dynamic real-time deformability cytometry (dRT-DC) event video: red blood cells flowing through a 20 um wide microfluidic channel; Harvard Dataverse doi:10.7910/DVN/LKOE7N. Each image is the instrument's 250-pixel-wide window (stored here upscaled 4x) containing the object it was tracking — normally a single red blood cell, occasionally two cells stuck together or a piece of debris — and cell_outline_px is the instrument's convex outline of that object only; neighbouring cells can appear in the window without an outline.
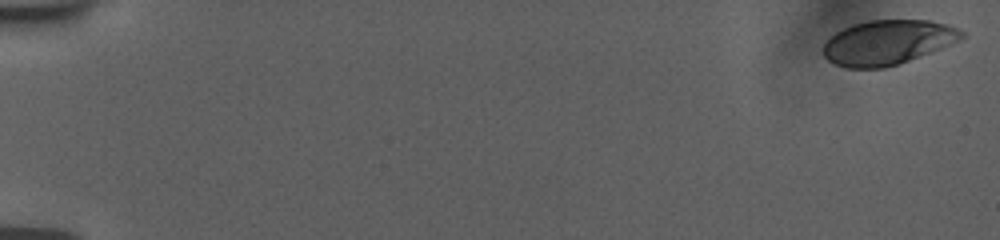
{"species": "human", "species_latin": "Homo sapiens", "temperature_condition": "room temperature", "stored_images_in_passage": 56, "camera_frame_rate_fps": 3000, "um_per_image_px": 0.085, "donor": {"sex": "female"}, "frame": {"image": 1, "passage_image": 1, "time_ms": 0.0, "image_size_px": [1000, 240], "cell_outline_px": [[964, 36], [960, 40], [940, 48], [908, 60], [884, 68], [844, 68], [828, 60], [824, 56], [824, 44], [836, 32], [852, 24], [868, 20], [928, 20], [944, 24], [956, 28], [964, 32]], "centroid_in_image_um": [75.42, 3.6], "position_along_channel_um": 9.6, "area_um2": 35.49}}
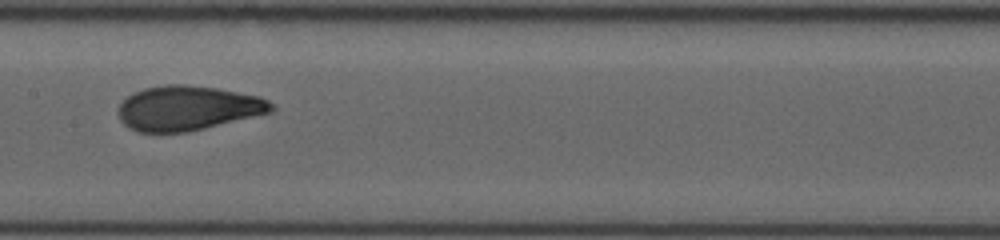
{"frame": {"image": 2, "passage_image": 30, "time_ms": 9.667, "image_size_px": [1000, 240], "cell_outline_px": [[276, 108], [272, 112], [188, 132], [136, 132], [128, 128], [120, 120], [116, 112], [120, 104], [128, 96], [144, 88], [164, 84], [184, 84], [216, 88], [260, 96], [268, 100]], "centroid_in_image_um": [15.94, 9.19], "position_along_channel_um": 191.5, "area_um2": 39.94}}
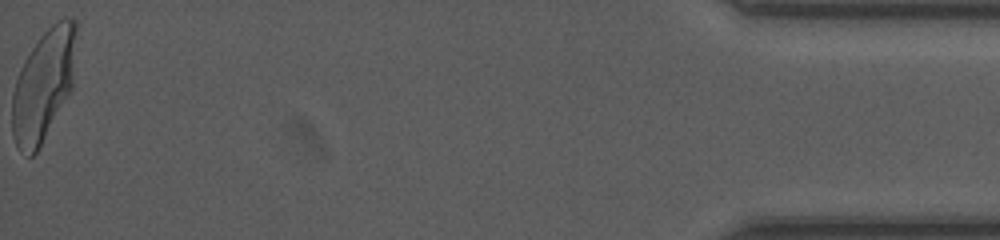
{"frame": {"image": 3, "passage_image": 56, "time_ms": 18.333, "image_size_px": [1000, 240], "cell_outline_px": [[76, 28], [72, 88], [36, 152], [32, 156], [28, 156], [16, 144], [12, 136], [12, 92], [20, 68], [24, 60], [40, 36], [52, 24], [64, 16], [76, 20]], "centroid_in_image_um": [3.68, 7.2], "position_along_channel_um": 431.5, "area_um2": 40.98}, "authors_computed_cell_mechanics": {"area_um2": 39.4196, "velocity_mm_per_s": 3.7613, "shape_relaxation_time_tau1_ms": 4.534, "shape_relaxation_time_tau2_ms": null, "deformation_change_tau1": 0.1674, "deformation_change_tau2": null}}